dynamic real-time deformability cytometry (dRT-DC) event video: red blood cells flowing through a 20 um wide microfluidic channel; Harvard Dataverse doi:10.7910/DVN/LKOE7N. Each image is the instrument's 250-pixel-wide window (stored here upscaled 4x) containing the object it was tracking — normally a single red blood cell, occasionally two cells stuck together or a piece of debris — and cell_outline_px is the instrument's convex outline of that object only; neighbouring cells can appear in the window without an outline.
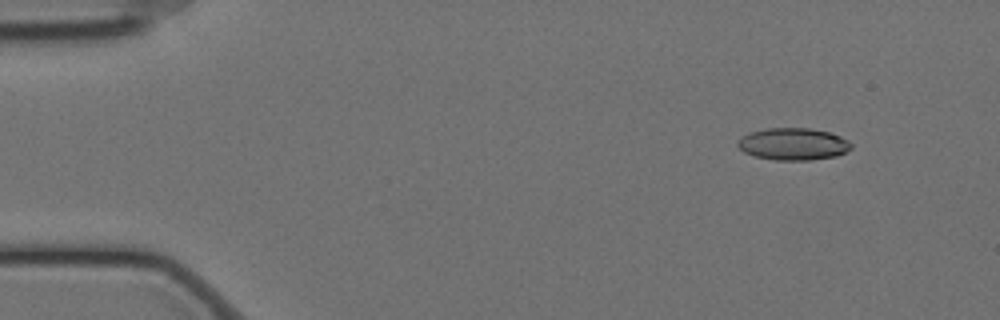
{"species": "Egyptian fruit bat (a non-hibernating species)", "species_latin": "Rousettus aegyptiacus", "temperature_condition": "cold", "stored_images_in_passage": 58, "camera_frame_rate_fps": 3000, "um_per_image_px": 0.085, "animal": {"sex": "female"}, "frame": {"image": 1, "passage_image": 6, "time_ms": 1.667, "image_size_px": [1000, 320], "cell_outline_px": [[852, 148], [836, 156], [812, 160], [776, 160], [756, 156], [744, 152], [736, 144], [736, 140], [740, 136], [748, 132], [764, 128], [808, 128], [828, 132], [840, 136], [848, 140], [852, 144]], "centroid_in_image_um": [67.38, 12.23], "position_along_channel_um": 17.6, "area_um2": 21.39}}
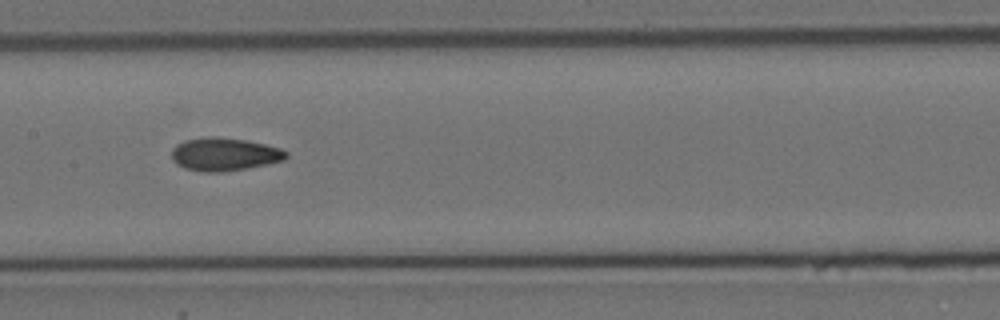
{"frame": {"image": 2, "passage_image": 29, "time_ms": 9.333, "image_size_px": [1000, 320], "cell_outline_px": [[288, 156], [284, 160], [248, 168], [224, 172], [204, 172], [184, 168], [176, 164], [172, 160], [172, 148], [176, 144], [184, 140], [208, 136], [216, 136], [244, 140], [264, 144], [280, 148], [288, 152]], "centroid_in_image_um": [19.04, 13.11], "position_along_channel_um": 188.4, "area_um2": 22.2}}
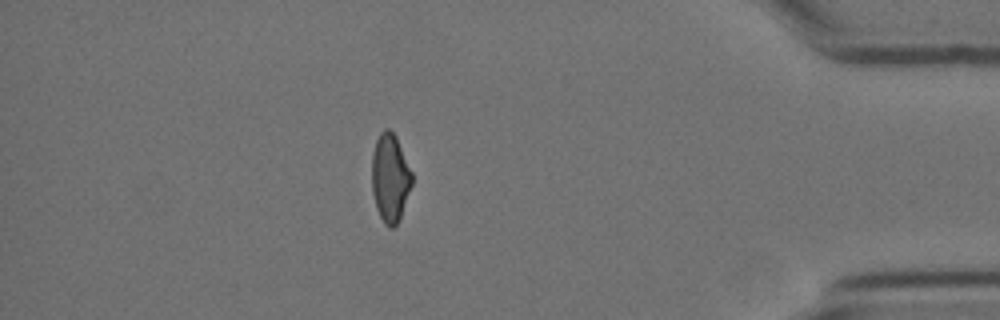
{"frame": {"image": 3, "passage_image": 51, "time_ms": 16.667, "image_size_px": [1000, 320], "cell_outline_px": [[412, 184], [400, 220], [392, 228], [388, 228], [384, 224], [376, 208], [372, 192], [372, 152], [376, 140], [380, 132], [384, 128], [388, 128], [396, 136], [412, 172]], "centroid_in_image_um": [33.16, 15.13], "position_along_channel_um": 402.0, "area_um2": 20.81}, "authors_computed_cell_mechanics": {"area_um2": 21.2126, "velocity_mm_per_s": 3.4848, "shape_relaxation_time_tau1_ms": 8.8422, "shape_relaxation_time_tau2_ms": 3.147, "deformation_change_tau1": 0.1943, "deformation_change_tau2": 0.0915}}